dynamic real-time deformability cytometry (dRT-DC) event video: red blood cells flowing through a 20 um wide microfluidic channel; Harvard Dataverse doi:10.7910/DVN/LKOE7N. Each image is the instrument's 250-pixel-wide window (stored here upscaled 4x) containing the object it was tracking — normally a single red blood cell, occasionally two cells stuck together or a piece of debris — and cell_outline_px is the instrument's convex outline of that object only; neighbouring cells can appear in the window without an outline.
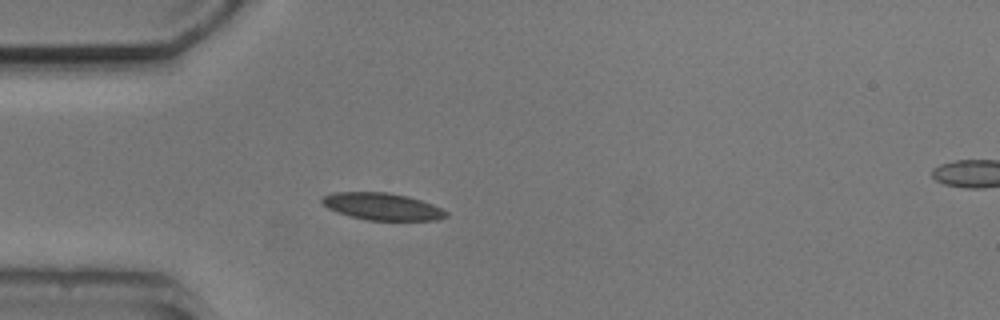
{"species": "common noctule bat (a hibernating species)", "species_latin": "Nyctalus noctula", "temperature_condition": "cold", "stored_images_in_passage": 5, "segment_of_instrument_passage": [1, 2], "camera_frame_rate_fps": 3000, "um_per_image_px": 0.085, "animal": {"sex": "male", "body_mass_g": 20.5, "forearm_length_mm": 52.5}, "frame": {"image": 1, "passage_image": 4, "time_ms": 4.667, "image_size_px": [1000, 320], "cell_outline_px": [[448, 216], [436, 220], [368, 220], [348, 216], [336, 212], [328, 208], [320, 200], [324, 196], [332, 192], [388, 192], [408, 196], [432, 204], [448, 212]], "centroid_in_image_um": [32.47, 17.55], "position_along_channel_um": 52.5, "area_um2": 19.59}}